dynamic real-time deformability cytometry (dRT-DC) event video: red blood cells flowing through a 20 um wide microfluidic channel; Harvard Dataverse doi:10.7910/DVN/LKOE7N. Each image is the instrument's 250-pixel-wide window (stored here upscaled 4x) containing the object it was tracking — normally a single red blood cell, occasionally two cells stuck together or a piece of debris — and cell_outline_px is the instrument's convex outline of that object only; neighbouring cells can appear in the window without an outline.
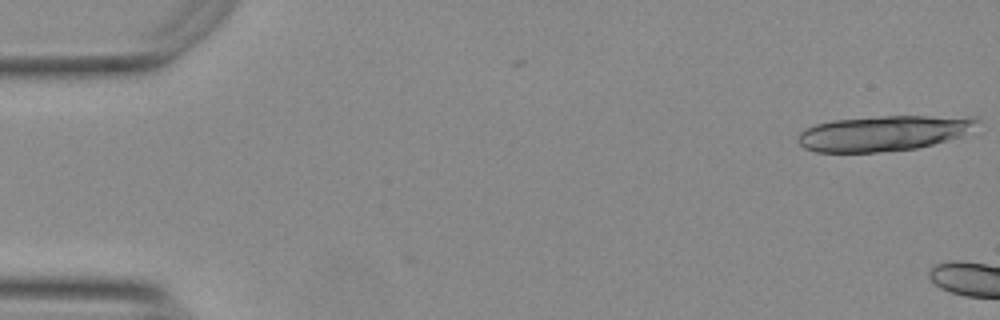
{"species": "Egyptian fruit bat (a non-hibernating species)", "species_latin": "Rousettus aegyptiacus", "temperature_condition": "warm", "stored_images_in_passage": 6, "camera_frame_rate_fps": 3000, "um_per_image_px": 0.085, "animal": {"sex": "female"}, "frame": {"image": 1, "passage_image": 1, "time_ms": 0.0, "image_size_px": [1000, 320], "cell_outline_px": [[980, 120], [960, 136], [932, 144], [916, 148], [876, 152], [816, 152], [804, 148], [796, 140], [796, 136], [800, 132], [816, 124], [832, 120], [884, 116], [976, 116]], "centroid_in_image_um": [75.05, 11.32], "position_along_channel_um": 9.9, "area_um2": 36.65}}